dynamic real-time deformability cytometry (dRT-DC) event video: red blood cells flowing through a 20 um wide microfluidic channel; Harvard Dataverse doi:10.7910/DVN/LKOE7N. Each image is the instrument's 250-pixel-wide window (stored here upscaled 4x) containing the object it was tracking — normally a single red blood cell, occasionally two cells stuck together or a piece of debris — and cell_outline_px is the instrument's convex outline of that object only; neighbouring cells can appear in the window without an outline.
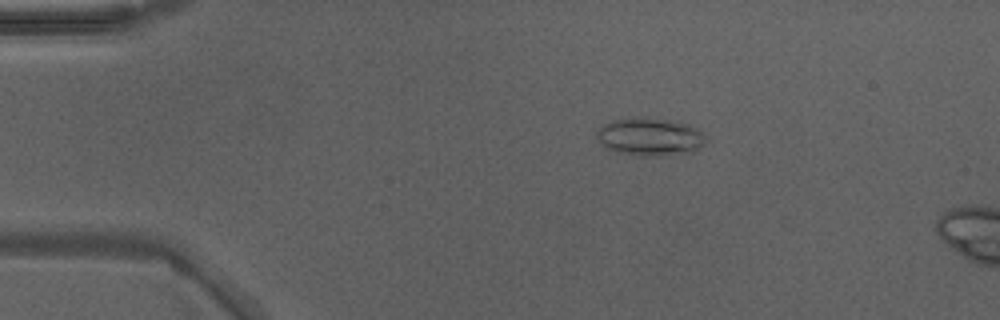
{"species": "Egyptian fruit bat (a non-hibernating species)", "species_latin": "Rousettus aegyptiacus", "temperature_condition": "warm", "stored_images_in_passage": 10, "camera_frame_rate_fps": 3000, "um_per_image_px": 0.085, "animal": {"sex": "male"}, "frame": {"image": 1, "passage_image": 6, "time_ms": 1.667, "image_size_px": [1000, 320], "cell_outline_px": [[704, 144], [692, 152], [664, 156], [636, 156], [616, 152], [604, 148], [596, 140], [596, 128], [612, 120], [636, 116], [648, 116], [680, 120], [704, 132]], "centroid_in_image_um": [55.2, 11.6], "position_along_channel_um": 29.8, "area_um2": 25.14}}